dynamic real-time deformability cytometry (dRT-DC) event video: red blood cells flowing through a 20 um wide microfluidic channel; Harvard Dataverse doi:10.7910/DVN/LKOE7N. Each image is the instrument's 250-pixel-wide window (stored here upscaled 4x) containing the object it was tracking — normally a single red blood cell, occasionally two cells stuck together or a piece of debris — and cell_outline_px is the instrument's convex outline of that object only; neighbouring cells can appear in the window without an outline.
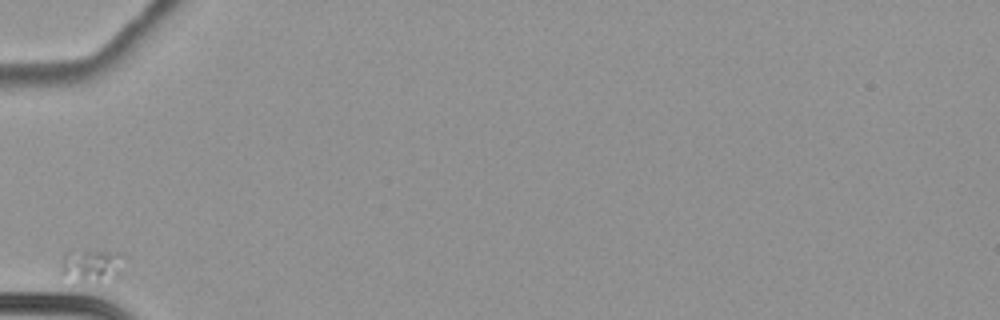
{"species": "common noctule bat (a hibernating species)", "species_latin": "Nyctalus noctula", "temperature_condition": "cold", "stored_images_in_passage": 12, "camera_frame_rate_fps": 3000, "um_per_image_px": 0.085, "animal": {"sex": "female", "body_mass_g": 22.7, "forearm_length_mm": 54.2}, "frame": {"image": 1, "passage_image": 1, "time_ms": 0.0, "image_size_px": [1000, 320], "cell_outline_px": [[124, 252], [120, 280], [108, 288], [56, 276], [60, 260], [72, 248], [88, 248]], "centroid_in_image_um": [7.81, 22.65], "position_along_channel_um": 77.2, "area_um2": 14.8}}